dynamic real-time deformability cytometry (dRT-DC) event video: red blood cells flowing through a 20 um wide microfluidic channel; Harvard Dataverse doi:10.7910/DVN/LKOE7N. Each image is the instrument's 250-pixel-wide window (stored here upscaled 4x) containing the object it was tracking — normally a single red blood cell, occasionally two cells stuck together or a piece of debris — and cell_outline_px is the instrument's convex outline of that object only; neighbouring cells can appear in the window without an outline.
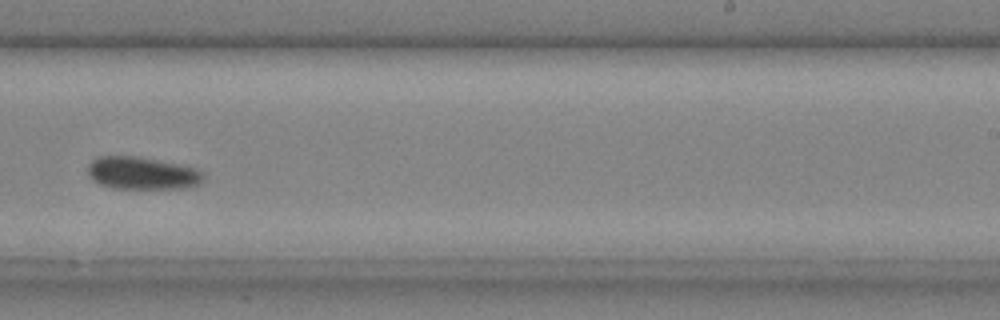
{"species": "common noctule bat (a hibernating species)", "species_latin": "Nyctalus noctula", "temperature_condition": "cold", "stored_images_in_passage": 34, "camera_frame_rate_fps": 3000, "um_per_image_px": 0.085, "animal": {"sex": "male", "body_mass_g": 20.4}, "frame": {"image": 1, "passage_image": 20, "time_ms": 6.333, "image_size_px": [1000, 320], "cell_outline_px": [[204, 180], [200, 184], [184, 188], [112, 188], [100, 184], [92, 180], [88, 176], [88, 164], [92, 160], [100, 156], [140, 156], [180, 164], [196, 168], [204, 172]], "centroid_in_image_um": [12.1, 14.71], "position_along_channel_um": 276.9, "area_um2": 22.2}}